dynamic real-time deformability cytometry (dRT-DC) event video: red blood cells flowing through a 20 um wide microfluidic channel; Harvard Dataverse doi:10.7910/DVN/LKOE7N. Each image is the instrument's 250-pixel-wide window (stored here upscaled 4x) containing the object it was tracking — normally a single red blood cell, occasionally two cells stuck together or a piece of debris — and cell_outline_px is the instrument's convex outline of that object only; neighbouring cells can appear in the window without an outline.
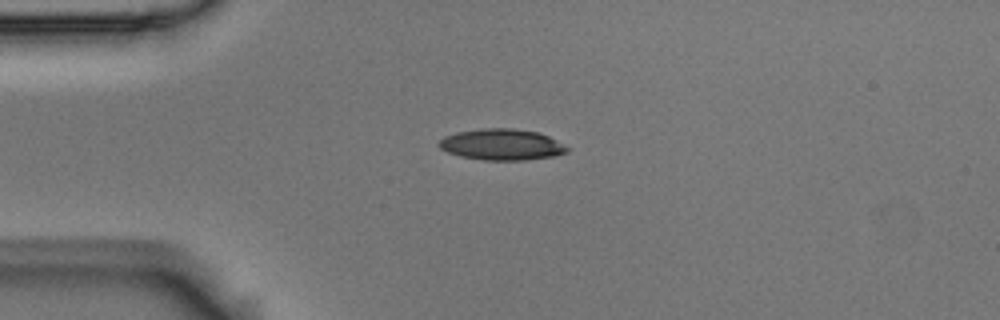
{"species": "Egyptian fruit bat (a non-hibernating species)", "species_latin": "Rousettus aegyptiacus", "temperature_condition": "room temperature", "stored_images_in_passage": 5, "camera_frame_rate_fps": 3000, "um_per_image_px": 0.085, "animal": {"sex": "male"}, "frame": {"image": 1, "passage_image": 4, "time_ms": 1.0, "image_size_px": [1000, 320], "cell_outline_px": [[568, 152], [552, 156], [524, 160], [484, 160], [460, 156], [448, 152], [440, 148], [436, 144], [444, 136], [456, 132], [484, 128], [512, 128], [536, 132], [548, 136], [556, 140], [568, 148]], "centroid_in_image_um": [42.6, 12.28], "position_along_channel_um": 42.4, "area_um2": 23.12}}